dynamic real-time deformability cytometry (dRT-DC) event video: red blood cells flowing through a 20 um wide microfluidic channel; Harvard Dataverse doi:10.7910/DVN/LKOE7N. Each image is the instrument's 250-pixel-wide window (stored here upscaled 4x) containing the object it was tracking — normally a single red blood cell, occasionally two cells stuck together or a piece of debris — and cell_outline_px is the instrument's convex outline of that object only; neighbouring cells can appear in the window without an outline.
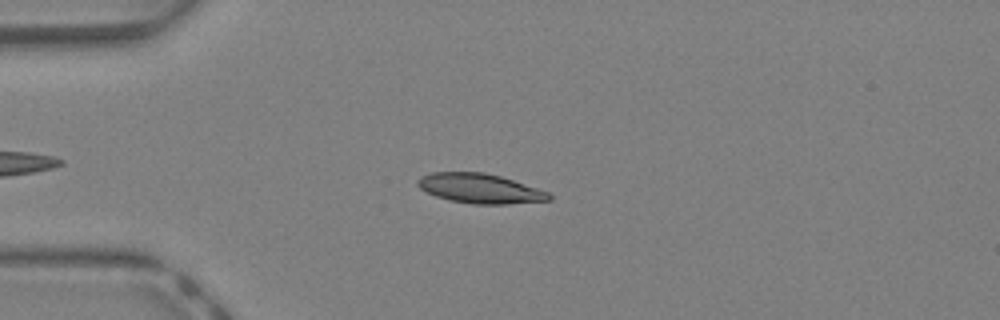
{"species": "Egyptian fruit bat (a non-hibernating species)", "species_latin": "Rousettus aegyptiacus", "temperature_condition": "warm", "stored_images_in_passage": 11, "camera_frame_rate_fps": 3000, "um_per_image_px": 0.085, "animal": {"sex": "female"}, "frame": {"image": 1, "passage_image": 9, "time_ms": 2.667, "image_size_px": [1000, 320], "cell_outline_px": [[552, 200], [508, 204], [472, 204], [448, 200], [436, 196], [420, 188], [416, 184], [416, 180], [420, 176], [432, 172], [484, 172], [500, 176], [548, 192], [552, 196]], "centroid_in_image_um": [40.77, 16.02], "position_along_channel_um": 44.2, "area_um2": 22.66}}